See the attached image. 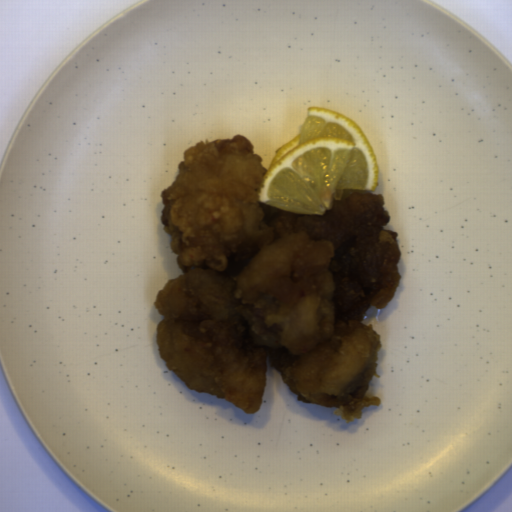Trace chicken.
I'll return each instance as SVG.
<instances>
[{"label":"chicken","mask_w":512,"mask_h":512,"mask_svg":"<svg viewBox=\"0 0 512 512\" xmlns=\"http://www.w3.org/2000/svg\"><path fill=\"white\" fill-rule=\"evenodd\" d=\"M263 159L244 135L184 151L160 191L159 221L178 277L153 302L160 358L193 392L245 414L262 405L268 361L297 400L348 423L377 373L380 334L362 323L395 298L402 258L381 193L344 191L330 210L300 216L258 199Z\"/></svg>","instance_id":"obj_1"}]
</instances>
